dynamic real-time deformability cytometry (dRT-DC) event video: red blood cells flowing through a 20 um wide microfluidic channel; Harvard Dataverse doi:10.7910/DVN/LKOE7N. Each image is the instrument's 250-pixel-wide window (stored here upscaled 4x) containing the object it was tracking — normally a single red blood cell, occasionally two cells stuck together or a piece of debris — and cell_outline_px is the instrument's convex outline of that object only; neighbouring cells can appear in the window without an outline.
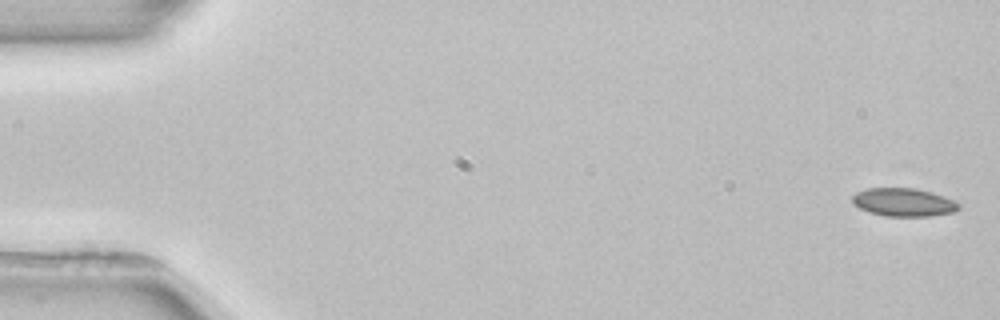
{"species": "common noctule bat (a hibernating species)", "species_latin": "Nyctalus noctula", "temperature_condition": "room temperature", "stored_images_in_passage": 4, "camera_frame_rate_fps": 3000, "um_per_image_px": 0.085, "animal": {"sex": "female", "body_mass_g": 22.7, "forearm_length_mm": 54.2}, "frame": {"image": 1, "passage_image": 1, "time_ms": 0.0, "image_size_px": [1000, 320], "cell_outline_px": [[960, 208], [956, 212], [928, 216], [884, 216], [868, 212], [852, 204], [852, 196], [856, 192], [868, 188], [916, 188], [932, 192], [952, 200], [960, 204]], "centroid_in_image_um": [76.79, 17.19], "position_along_channel_um": 8.2, "area_um2": 17.57}}
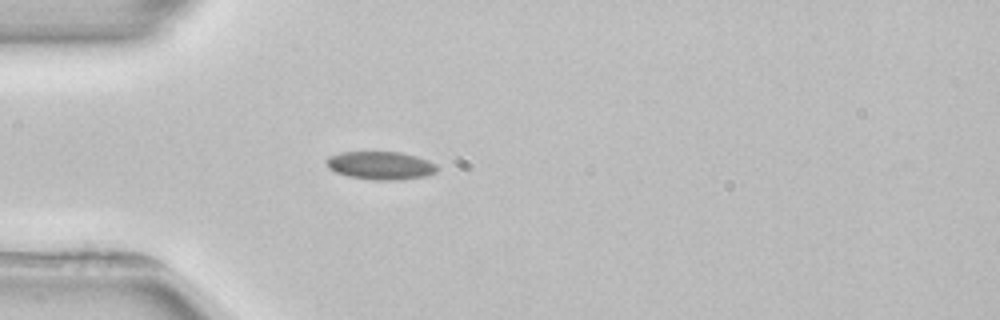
{"frame": {"image": 2, "passage_image": 4, "time_ms": 4.667, "image_size_px": [1000, 320], "cell_outline_px": [[440, 168], [436, 172], [428, 176], [400, 180], [372, 180], [348, 176], [336, 172], [328, 168], [324, 160], [328, 156], [340, 152], [400, 152], [416, 156], [428, 160], [436, 164]], "centroid_in_image_um": [32.36, 14.07], "position_along_channel_um": 52.6, "area_um2": 18.44}}